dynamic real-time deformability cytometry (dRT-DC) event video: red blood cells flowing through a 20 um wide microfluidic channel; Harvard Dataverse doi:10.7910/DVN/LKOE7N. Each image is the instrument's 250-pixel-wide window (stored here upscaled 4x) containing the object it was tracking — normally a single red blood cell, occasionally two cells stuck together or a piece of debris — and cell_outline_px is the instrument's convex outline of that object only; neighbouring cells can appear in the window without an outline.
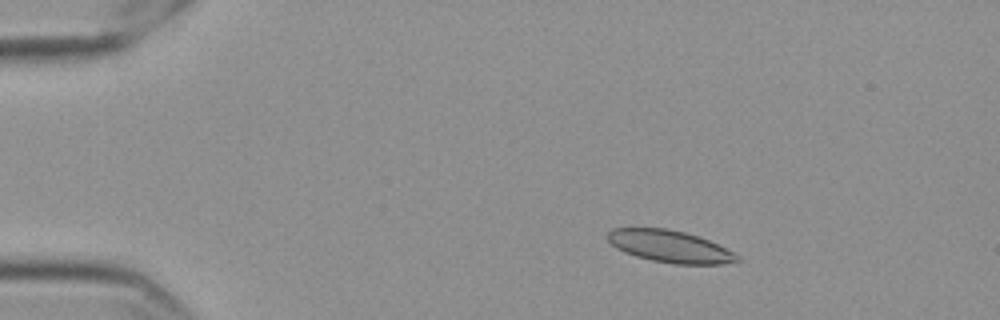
{"species": "Egyptian fruit bat (a non-hibernating species)", "species_latin": "Rousettus aegyptiacus", "temperature_condition": "cold", "stored_images_in_passage": 48, "camera_frame_rate_fps": 3000, "um_per_image_px": 0.085, "frame": {"image": 1, "passage_image": 1, "time_ms": 0.0, "image_size_px": [1000, 320], "cell_outline_px": [[740, 260], [720, 264], [672, 264], [652, 260], [636, 256], [624, 252], [616, 248], [608, 240], [608, 232], [612, 228], [668, 228], [700, 236], [740, 256]], "centroid_in_image_um": [56.92, 20.94], "position_along_channel_um": 28.1, "area_um2": 24.04}}
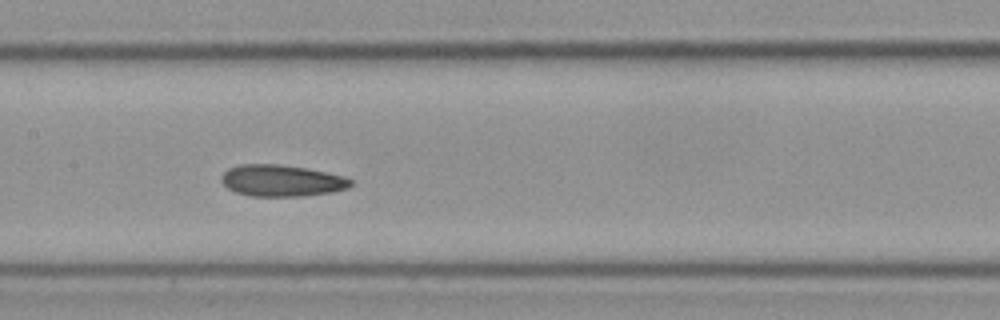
{"frame": {"image": 2, "passage_image": 20, "time_ms": 6.333, "image_size_px": [1000, 320], "cell_outline_px": [[352, 184], [348, 188], [332, 192], [304, 196], [252, 196], [236, 192], [228, 188], [220, 180], [220, 176], [228, 168], [240, 164], [280, 164], [304, 168], [344, 176], [352, 180]], "centroid_in_image_um": [23.92, 15.35], "position_along_channel_um": 183.5, "area_um2": 23.76}}
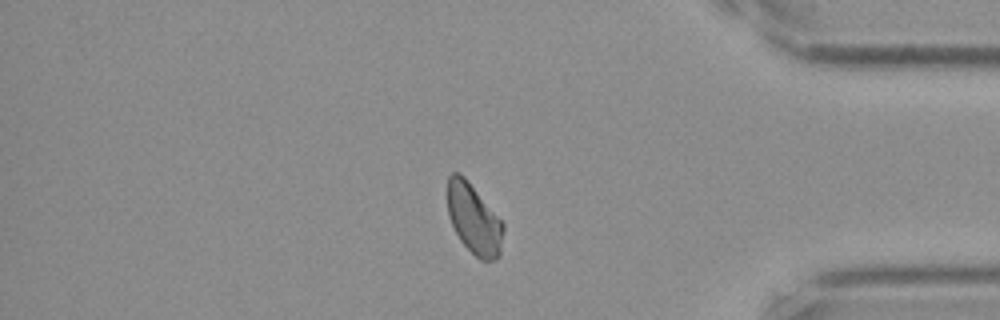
{"frame": {"image": 3, "passage_image": 40, "time_ms": 13.0, "image_size_px": [1000, 320], "cell_outline_px": [[504, 228], [500, 256], [496, 260], [480, 260], [460, 240], [448, 216], [448, 176], [452, 172], [460, 172], [464, 176], [504, 224]], "centroid_in_image_um": [40.28, 18.63], "position_along_channel_um": 394.9, "area_um2": 22.6}, "authors_computed_cell_mechanics": {"area_um2": 23.7558, "velocity_mm_per_s": 3.5511, "shape_relaxation_time_tau1_ms": null, "shape_relaxation_time_tau2_ms": 2.9134, "deformation_change_tau1": null, "deformation_change_tau2": 0.0801}}